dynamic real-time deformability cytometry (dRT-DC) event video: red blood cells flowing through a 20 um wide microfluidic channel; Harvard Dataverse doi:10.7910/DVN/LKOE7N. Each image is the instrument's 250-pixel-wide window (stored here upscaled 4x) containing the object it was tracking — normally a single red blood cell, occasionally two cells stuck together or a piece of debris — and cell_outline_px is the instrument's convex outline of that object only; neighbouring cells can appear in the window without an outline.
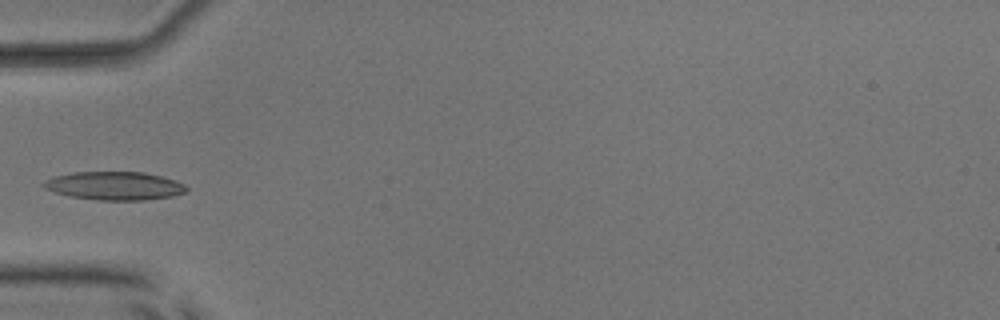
{"species": "common noctule bat (a hibernating species)", "species_latin": "Nyctalus noctula", "temperature_condition": "room temperature", "stored_images_in_passage": 5, "camera_frame_rate_fps": 3000, "um_per_image_px": 0.085, "animal": {"sex": "male", "body_mass_g": 17.9, "forearm_length_mm": 54.2}, "frame": {"image": 1, "passage_image": 5, "time_ms": 1.333, "image_size_px": [1000, 320], "cell_outline_px": [[188, 188], [184, 192], [172, 196], [144, 200], [96, 200], [72, 196], [56, 192], [44, 188], [40, 184], [44, 180], [56, 176], [72, 172], [144, 172], [176, 180], [184, 184]], "centroid_in_image_um": [9.72, 15.79], "position_along_channel_um": 75.3, "area_um2": 23.47}}